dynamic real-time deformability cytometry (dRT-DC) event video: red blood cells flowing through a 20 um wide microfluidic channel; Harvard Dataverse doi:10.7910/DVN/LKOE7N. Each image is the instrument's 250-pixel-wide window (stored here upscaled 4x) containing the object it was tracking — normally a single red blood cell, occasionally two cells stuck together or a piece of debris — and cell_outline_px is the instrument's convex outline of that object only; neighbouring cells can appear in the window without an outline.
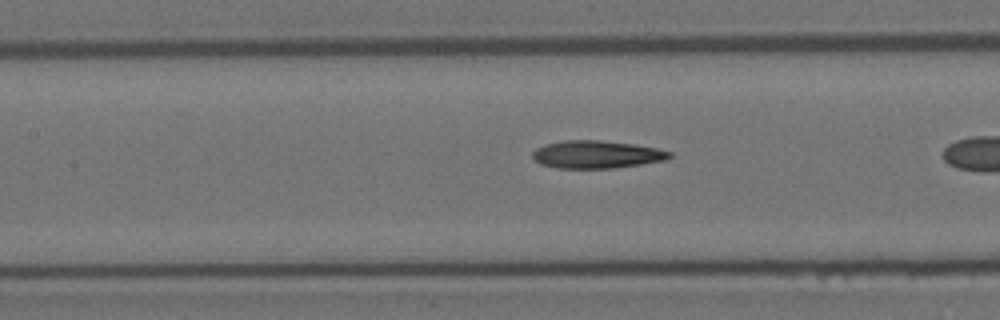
{"species": "Egyptian fruit bat (a non-hibernating species)", "species_latin": "Rousettus aegyptiacus", "temperature_condition": "room temperature", "stored_images_in_passage": 40, "camera_frame_rate_fps": 3000, "um_per_image_px": 0.085, "animal": {"sex": "female"}, "frame": {"image": 1, "passage_image": 22, "time_ms": 7.0, "image_size_px": [1000, 320], "cell_outline_px": [[672, 156], [664, 160], [640, 164], [612, 168], [556, 168], [540, 164], [532, 156], [532, 152], [536, 148], [544, 144], [564, 140], [600, 140], [632, 144], [656, 148], [672, 152]], "centroid_in_image_um": [50.67, 13.12], "position_along_channel_um": 156.7, "area_um2": 22.02}}
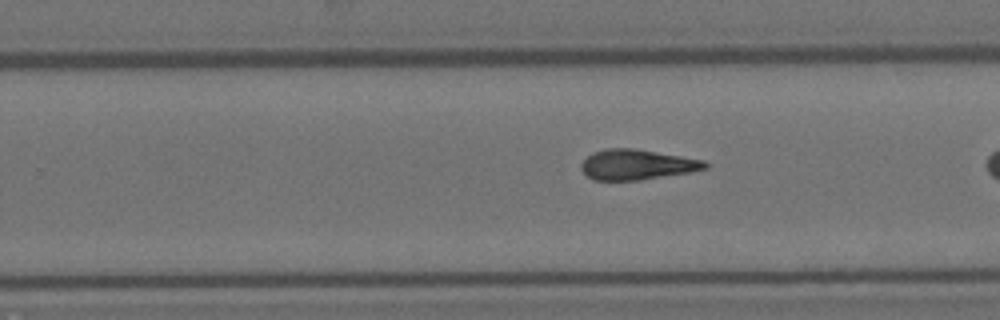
{"frame": {"image": 2, "passage_image": 32, "time_ms": 10.333, "image_size_px": [1000, 320], "cell_outline_px": [[708, 168], [688, 172], [640, 180], [592, 180], [580, 168], [580, 164], [592, 152], [604, 148], [632, 148], [704, 160], [708, 164]], "centroid_in_image_um": [54.1, 13.99], "position_along_channel_um": 275.7, "area_um2": 21.68}}
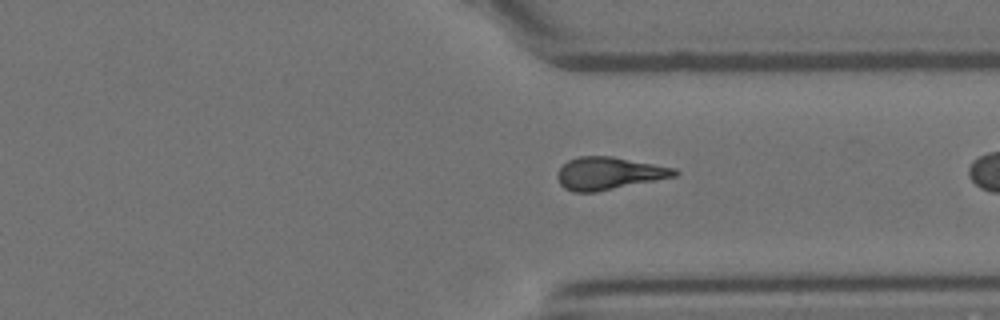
{"frame": {"image": 3, "passage_image": 39, "time_ms": 12.667, "image_size_px": [1000, 320], "cell_outline_px": [[680, 172], [676, 176], [596, 192], [572, 192], [564, 188], [560, 184], [556, 176], [560, 168], [568, 160], [580, 156], [612, 156], [676, 168]], "centroid_in_image_um": [51.75, 14.73], "position_along_channel_um": 359.7, "area_um2": 22.2}}